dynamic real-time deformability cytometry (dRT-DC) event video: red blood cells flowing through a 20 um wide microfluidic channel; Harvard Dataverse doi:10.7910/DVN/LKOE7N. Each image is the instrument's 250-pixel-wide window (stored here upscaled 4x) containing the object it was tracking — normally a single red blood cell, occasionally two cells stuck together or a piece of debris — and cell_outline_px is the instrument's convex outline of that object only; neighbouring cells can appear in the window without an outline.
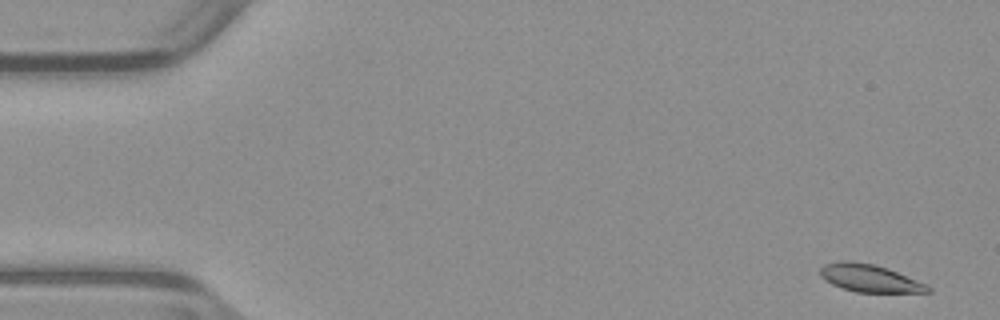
{"species": "common noctule bat (a hibernating species)", "species_latin": "Nyctalus noctula", "temperature_condition": "warm", "stored_images_in_passage": 52, "camera_frame_rate_fps": 3000, "um_per_image_px": 0.085, "animal": {"sex": "male", "body_mass_g": 23.1, "forearm_length_mm": 52.7}, "frame": {"image": 1, "passage_image": 2, "time_ms": 0.333, "image_size_px": [1000, 320], "cell_outline_px": [[932, 292], [856, 292], [840, 288], [824, 280], [820, 276], [820, 268], [824, 264], [844, 260], [852, 260], [872, 264], [888, 268], [924, 284], [932, 288]], "centroid_in_image_um": [73.86, 23.64], "position_along_channel_um": 11.1, "area_um2": 17.22}}
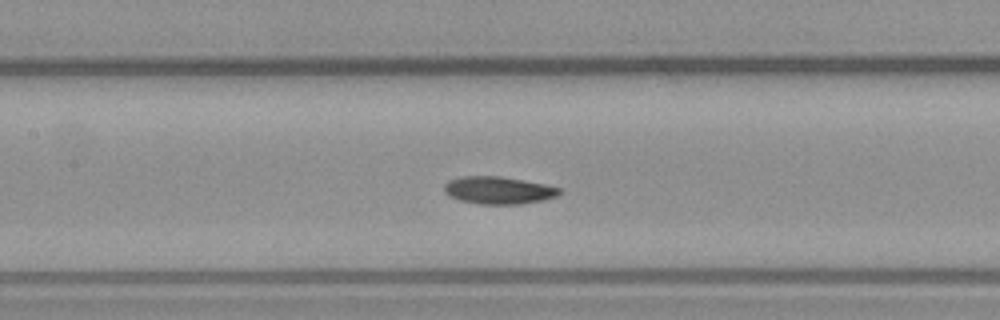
{"frame": {"image": 2, "passage_image": 24, "time_ms": 7.667, "image_size_px": [1000, 320], "cell_outline_px": [[560, 192], [556, 196], [544, 200], [520, 204], [476, 204], [460, 200], [448, 196], [444, 192], [444, 184], [448, 180], [464, 176], [500, 176], [544, 184], [560, 188]], "centroid_in_image_um": [42.32, 16.18], "position_along_channel_um": 165.1, "area_um2": 18.44}}
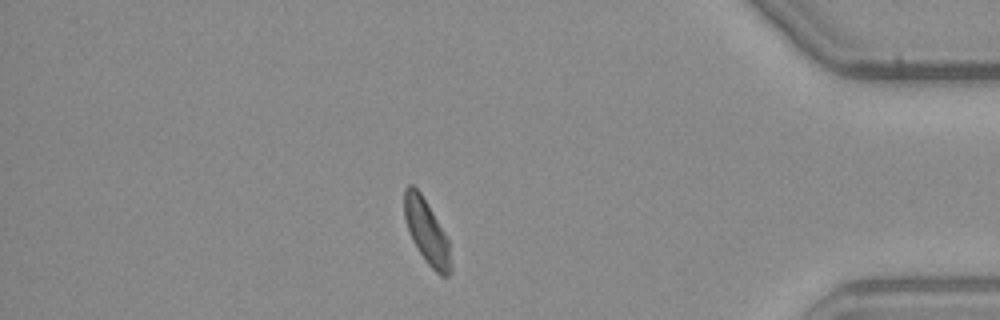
{"frame": {"image": 3, "passage_image": 45, "time_ms": 14.667, "image_size_px": [1000, 320], "cell_outline_px": [[452, 272], [448, 276], [440, 276], [428, 264], [412, 240], [404, 216], [404, 188], [408, 184], [412, 184], [420, 192], [444, 232], [448, 240], [452, 264]], "centroid_in_image_um": [36.28, 19.72], "position_along_channel_um": 398.9, "area_um2": 17.17}, "authors_computed_cell_mechanics": {"area_um2": 18.2648, "velocity_mm_per_s": 3.9088, "shape_relaxation_time_tau1_ms": 3.0812, "shape_relaxation_time_tau2_ms": 3.9451, "deformation_change_tau1": 0.1125, "deformation_change_tau2": 0.1005}}